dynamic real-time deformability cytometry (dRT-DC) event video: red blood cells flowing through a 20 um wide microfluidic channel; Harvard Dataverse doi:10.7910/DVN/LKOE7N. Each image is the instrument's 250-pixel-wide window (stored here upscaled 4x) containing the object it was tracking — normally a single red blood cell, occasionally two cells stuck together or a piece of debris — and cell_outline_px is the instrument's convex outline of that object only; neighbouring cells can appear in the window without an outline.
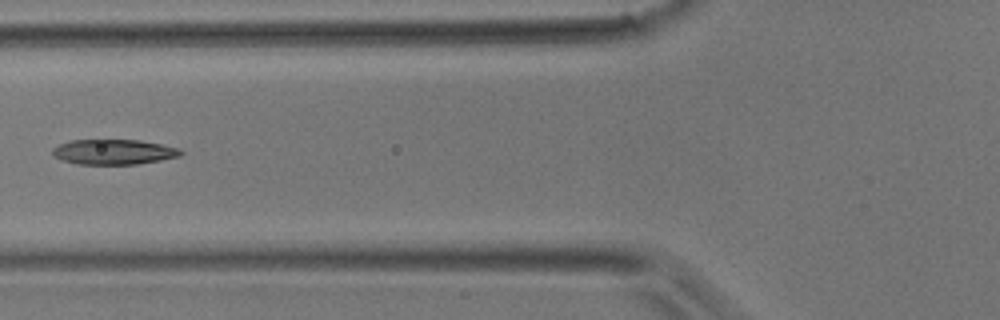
{"species": "common noctule bat (a hibernating species)", "species_latin": "Nyctalus noctula", "temperature_condition": "room temperature", "stored_images_in_passage": 4, "camera_frame_rate_fps": 3000, "um_per_image_px": 0.085, "animal": {"sex": "male", "body_mass_g": 17.9}, "frame": {"image": 1, "passage_image": 4, "time_ms": 1.0, "image_size_px": [1000, 320], "cell_outline_px": [[184, 152], [180, 156], [160, 160], [136, 164], [76, 164], [52, 156], [52, 148], [60, 144], [72, 140], [140, 140], [180, 148]], "centroid_in_image_um": [9.67, 12.91], "position_along_channel_um": 116.1, "area_um2": 18.73}}